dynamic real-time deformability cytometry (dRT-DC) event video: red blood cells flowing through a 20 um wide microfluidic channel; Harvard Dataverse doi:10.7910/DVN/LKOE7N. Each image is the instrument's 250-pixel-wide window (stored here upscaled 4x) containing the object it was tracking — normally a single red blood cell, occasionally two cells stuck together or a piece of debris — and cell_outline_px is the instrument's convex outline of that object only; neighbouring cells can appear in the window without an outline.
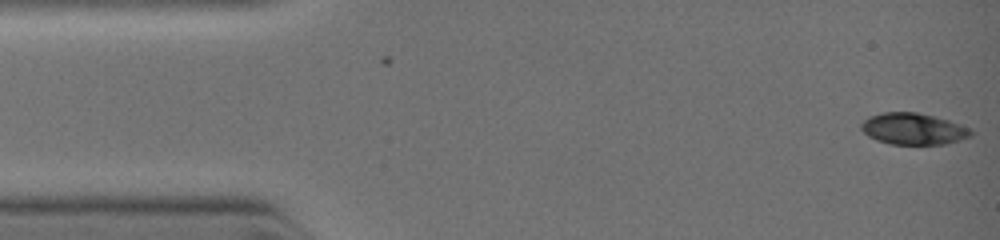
{"species": "common noctule bat (a hibernating species)", "species_latin": "Nyctalus noctula", "temperature_condition": "warm", "stored_images_in_passage": 5, "camera_frame_rate_fps": 3000, "um_per_image_px": 0.085, "animal": {"sex": "female", "body_mass_g": 19.0, "forearm_length_mm": 51.5}, "frame": {"image": 1, "passage_image": 1, "time_ms": 0.0, "image_size_px": [1000, 240], "cell_outline_px": [[972, 136], [960, 140], [944, 144], [892, 144], [876, 140], [868, 136], [860, 128], [860, 124], [868, 116], [884, 112], [916, 112], [948, 120], [960, 124], [968, 128], [972, 132]], "centroid_in_image_um": [77.6, 10.95], "position_along_channel_um": 7.4, "area_um2": 20.06}}